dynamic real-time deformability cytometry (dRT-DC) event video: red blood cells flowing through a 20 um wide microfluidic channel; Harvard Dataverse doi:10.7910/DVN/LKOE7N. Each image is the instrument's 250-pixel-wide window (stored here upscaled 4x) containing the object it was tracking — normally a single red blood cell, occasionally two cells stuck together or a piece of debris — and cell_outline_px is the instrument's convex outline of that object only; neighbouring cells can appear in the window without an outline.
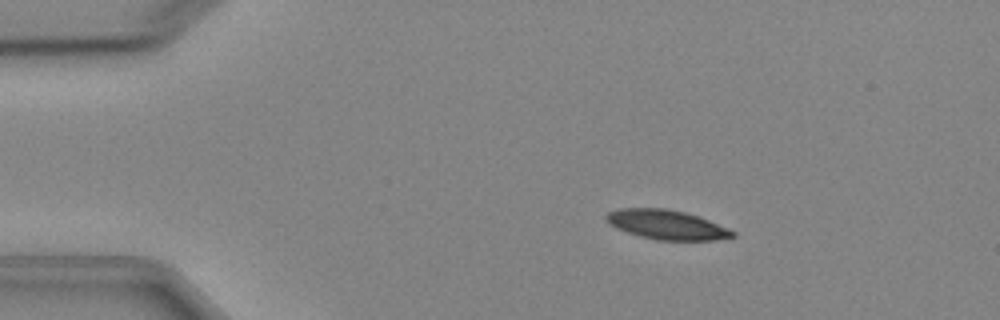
{"species": "Egyptian fruit bat (a non-hibernating species)", "species_latin": "Rousettus aegyptiacus", "temperature_condition": "cold", "stored_images_in_passage": 5, "camera_frame_rate_fps": 3000, "um_per_image_px": 0.085, "animal": {"sex": "female"}, "frame": {"image": 1, "passage_image": 2, "time_ms": 2.0, "image_size_px": [1000, 320], "cell_outline_px": [[736, 236], [716, 240], [656, 240], [640, 236], [616, 228], [608, 224], [604, 220], [604, 216], [608, 212], [620, 208], [664, 208], [684, 212], [708, 220], [728, 228], [736, 232]], "centroid_in_image_um": [56.63, 19.1], "position_along_channel_um": 28.4, "area_um2": 21.68}}
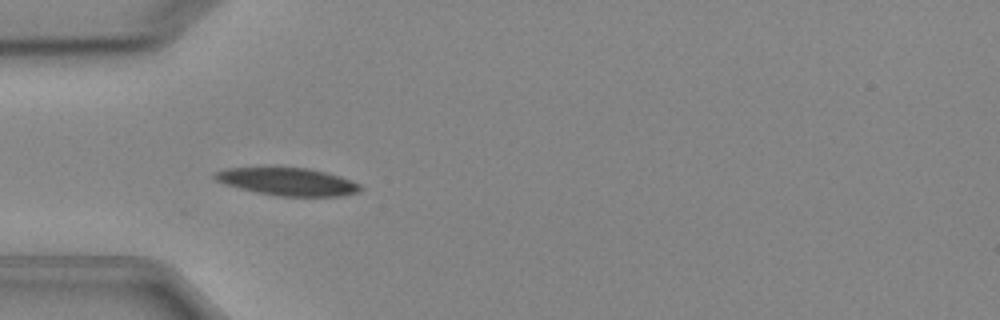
{"frame": {"image": 2, "passage_image": 4, "time_ms": 4.333, "image_size_px": [1000, 320], "cell_outline_px": [[364, 188], [360, 192], [340, 196], [280, 196], [256, 192], [224, 184], [216, 180], [212, 176], [212, 172], [224, 168], [308, 168], [340, 176], [360, 184]], "centroid_in_image_um": [24.44, 15.44], "position_along_channel_um": 60.6, "area_um2": 23.41}}